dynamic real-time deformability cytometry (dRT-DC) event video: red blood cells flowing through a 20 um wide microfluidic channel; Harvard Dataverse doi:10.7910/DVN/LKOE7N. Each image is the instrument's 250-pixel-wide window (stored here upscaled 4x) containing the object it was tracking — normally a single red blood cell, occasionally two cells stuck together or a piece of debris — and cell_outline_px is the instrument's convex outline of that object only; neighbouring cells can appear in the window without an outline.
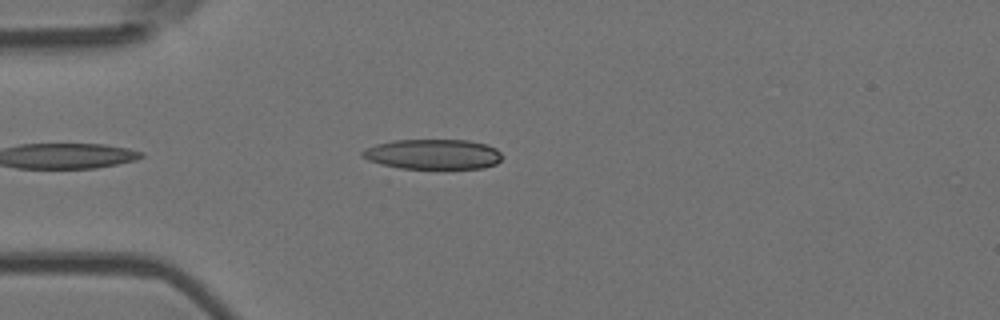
{"species": "Egyptian fruit bat (a non-hibernating species)", "species_latin": "Rousettus aegyptiacus", "temperature_condition": "room temperature", "stored_images_in_passage": 28, "camera_frame_rate_fps": 3000, "um_per_image_px": 0.085, "animal": {"sex": "female"}, "frame": {"image": 1, "passage_image": 4, "time_ms": 1.0, "image_size_px": [1000, 320], "cell_outline_px": [[500, 160], [496, 164], [484, 168], [400, 168], [368, 160], [360, 156], [360, 152], [364, 148], [376, 144], [396, 140], [468, 140], [484, 144], [496, 148], [500, 152]], "centroid_in_image_um": [36.78, 13.1], "position_along_channel_um": 48.2, "area_um2": 24.33}}
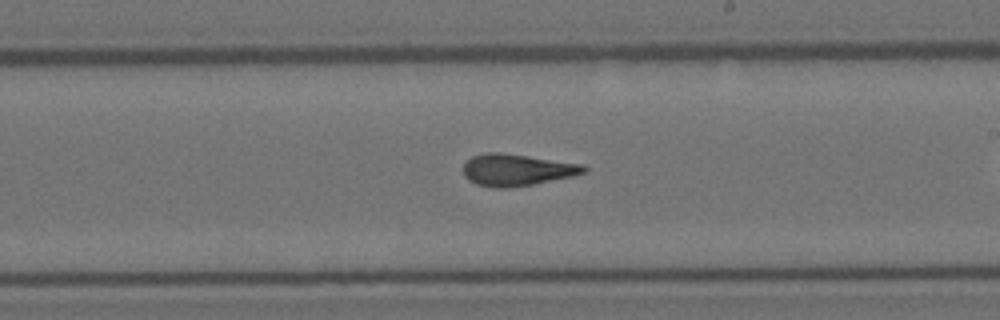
{"frame": {"image": 2, "passage_image": 17, "time_ms": 5.333, "image_size_px": [1000, 320], "cell_outline_px": [[588, 172], [572, 176], [532, 184], [508, 188], [496, 188], [476, 184], [468, 180], [464, 176], [464, 164], [472, 156], [488, 152], [500, 152], [584, 164], [588, 168]], "centroid_in_image_um": [43.94, 14.44], "position_along_channel_um": 245.1, "area_um2": 22.31}}
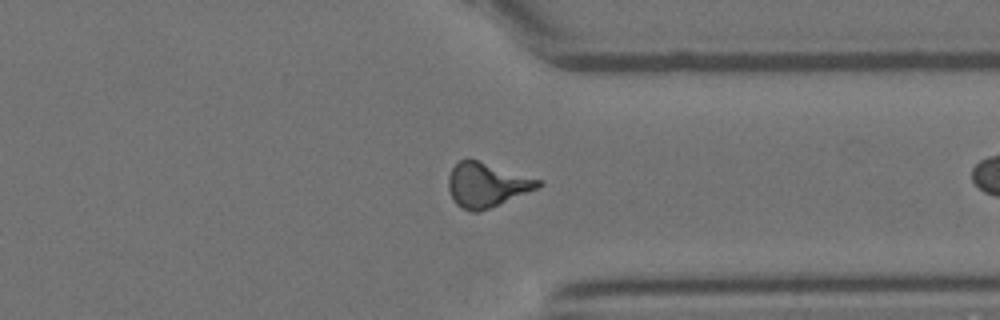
{"frame": {"image": 3, "passage_image": 27, "time_ms": 8.667, "image_size_px": [1000, 320], "cell_outline_px": [[544, 184], [540, 188], [480, 212], [472, 212], [460, 208], [456, 204], [448, 188], [448, 176], [452, 168], [460, 160], [468, 156], [544, 180]], "centroid_in_image_um": [41.41, 15.69], "position_along_channel_um": 370.0, "area_um2": 23.99}}